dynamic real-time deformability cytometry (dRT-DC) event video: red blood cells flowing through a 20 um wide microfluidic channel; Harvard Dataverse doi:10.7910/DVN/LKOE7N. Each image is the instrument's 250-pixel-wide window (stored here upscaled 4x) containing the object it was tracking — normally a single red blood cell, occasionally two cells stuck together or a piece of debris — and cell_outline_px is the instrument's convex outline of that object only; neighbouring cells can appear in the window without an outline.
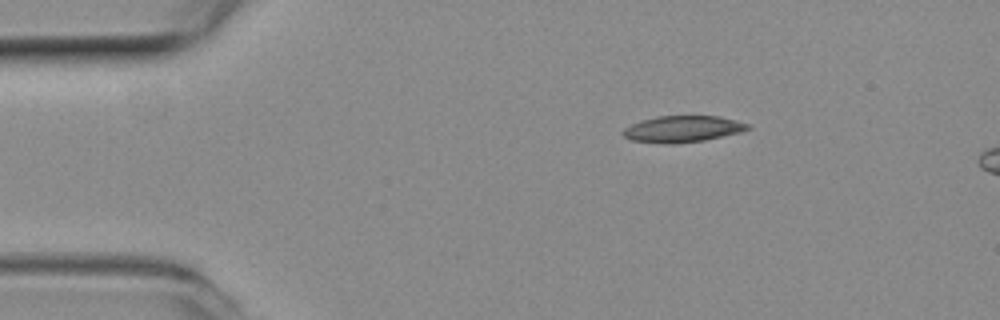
{"species": "common noctule bat (a hibernating species)", "species_latin": "Nyctalus noctula", "temperature_condition": "room temperature", "stored_images_in_passage": 6, "camera_frame_rate_fps": 3000, "um_per_image_px": 0.085, "animal": {"sex": "female", "body_mass_g": 19.3, "forearm_length_mm": 54.1}, "frame": {"image": 1, "passage_image": 1, "time_ms": 0.0, "image_size_px": [1000, 320], "cell_outline_px": [[752, 128], [740, 132], [704, 140], [672, 144], [664, 144], [632, 140], [624, 136], [620, 132], [624, 128], [632, 124], [644, 120], [660, 116], [720, 116], [736, 120], [748, 124]], "centroid_in_image_um": [58.03, 10.97], "position_along_channel_um": 27.0, "area_um2": 19.07}}